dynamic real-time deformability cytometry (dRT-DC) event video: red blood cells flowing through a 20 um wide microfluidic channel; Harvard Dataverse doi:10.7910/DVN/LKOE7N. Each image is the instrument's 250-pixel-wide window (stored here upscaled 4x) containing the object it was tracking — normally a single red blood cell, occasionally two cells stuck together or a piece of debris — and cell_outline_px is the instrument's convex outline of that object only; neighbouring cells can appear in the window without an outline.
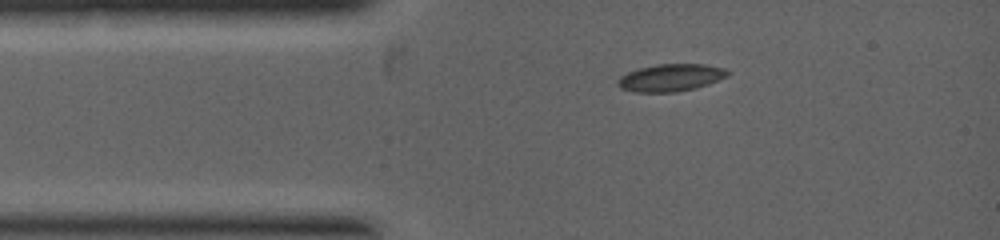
{"species": "common noctule bat (a hibernating species)", "species_latin": "Nyctalus noctula", "temperature_condition": "warm", "stored_images_in_passage": 2, "camera_frame_rate_fps": 5000, "um_per_image_px": 0.085, "animal": {"sex": "female", "body_mass_g": 19.0, "forearm_length_mm": 53.3}, "frame": {"image": 1, "passage_image": 1, "time_ms": 0.0, "image_size_px": [1000, 240], "cell_outline_px": [[728, 76], [708, 84], [676, 92], [632, 92], [620, 88], [616, 84], [616, 80], [620, 76], [628, 72], [640, 68], [660, 64], [704, 64], [724, 68], [728, 72]], "centroid_in_image_um": [56.96, 6.6], "position_along_channel_um": 28.0, "area_um2": 17.4}}